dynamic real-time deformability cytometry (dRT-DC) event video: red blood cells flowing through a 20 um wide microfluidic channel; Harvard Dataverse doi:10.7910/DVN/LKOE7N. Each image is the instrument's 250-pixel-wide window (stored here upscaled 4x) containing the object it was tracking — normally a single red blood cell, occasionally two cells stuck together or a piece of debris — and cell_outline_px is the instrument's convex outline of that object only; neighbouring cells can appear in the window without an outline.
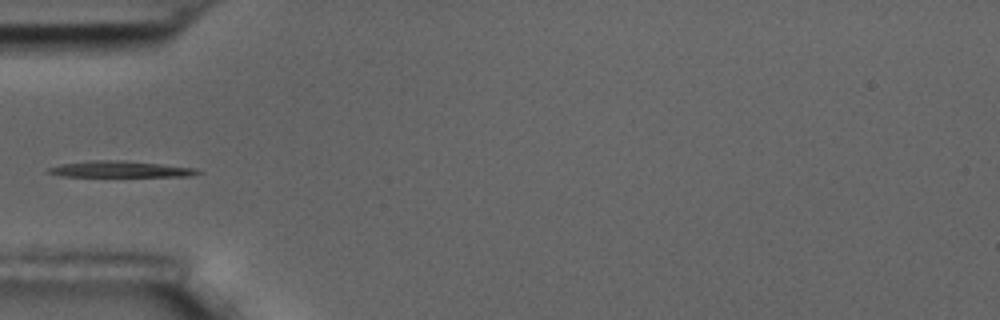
{"species": "common noctule bat (a hibernating species)", "species_latin": "Nyctalus noctula", "temperature_condition": "room temperature", "stored_images_in_passage": 10, "camera_frame_rate_fps": 3000, "um_per_image_px": 0.085, "animal": {"sex": "male", "body_mass_g": 17.5, "forearm_length_mm": 52.3}, "frame": {"image": 1, "passage_image": 4, "time_ms": 3.667, "image_size_px": [1000, 320], "cell_outline_px": [[204, 172], [188, 176], [60, 176], [48, 172], [48, 168], [60, 164], [92, 160], [124, 160], [196, 168]], "centroid_in_image_um": [10.23, 14.38], "position_along_channel_um": 74.8, "area_um2": 13.99}}
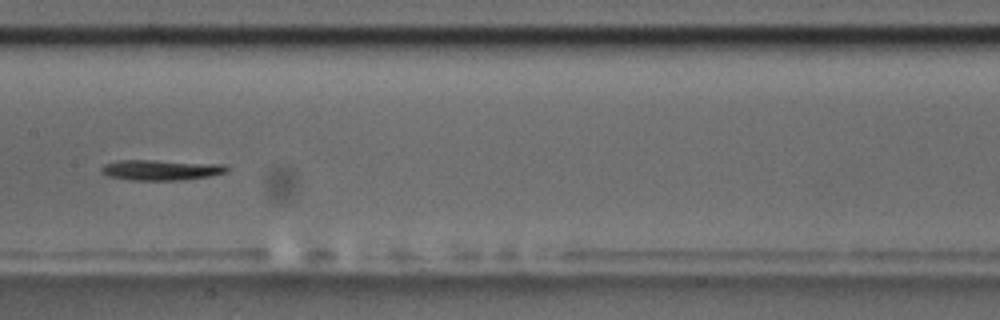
{"frame": {"image": 2, "passage_image": 7, "time_ms": 7.0, "image_size_px": [1000, 320], "cell_outline_px": [[228, 172], [208, 176], [180, 180], [132, 180], [108, 176], [100, 172], [100, 168], [104, 164], [120, 160], [152, 160], [224, 164], [228, 168]], "centroid_in_image_um": [13.66, 14.44], "position_along_channel_um": 193.7, "area_um2": 14.91}}
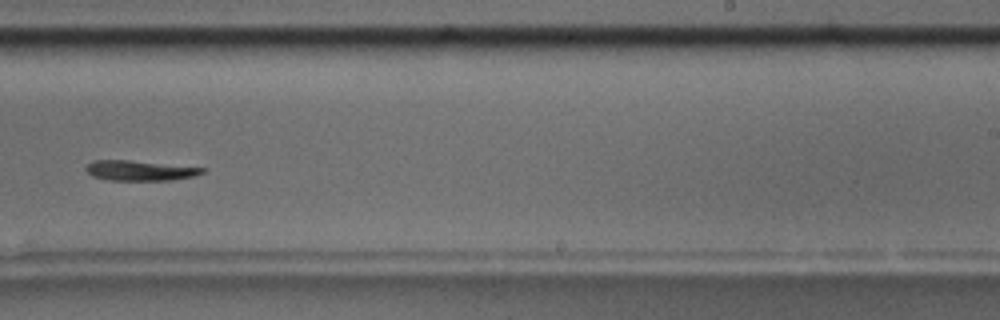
{"frame": {"image": 3, "passage_image": 9, "time_ms": 9.333, "image_size_px": [1000, 320], "cell_outline_px": [[204, 172], [192, 176], [168, 180], [108, 180], [92, 176], [84, 168], [88, 164], [96, 160], [128, 160], [204, 168]], "centroid_in_image_um": [11.82, 14.5], "position_along_channel_um": 277.2, "area_um2": 13.29}}